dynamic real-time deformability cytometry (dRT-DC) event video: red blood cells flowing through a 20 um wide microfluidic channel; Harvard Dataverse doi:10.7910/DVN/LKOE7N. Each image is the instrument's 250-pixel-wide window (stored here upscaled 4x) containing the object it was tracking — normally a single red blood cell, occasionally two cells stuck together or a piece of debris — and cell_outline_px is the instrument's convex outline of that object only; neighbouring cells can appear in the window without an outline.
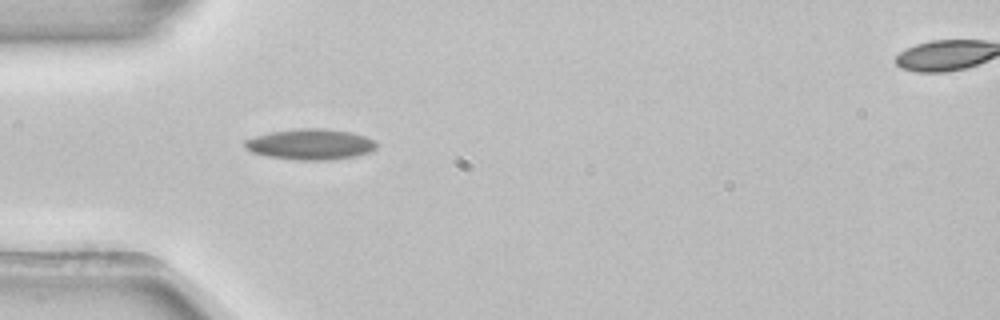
{"species": "common noctule bat (a hibernating species)", "species_latin": "Nyctalus noctula", "temperature_condition": "room temperature", "stored_images_in_passage": 38, "camera_frame_rate_fps": 3000, "um_per_image_px": 0.085, "animal": {"sex": "female", "body_mass_g": 22.7, "forearm_length_mm": 54.2}, "frame": {"image": 1, "passage_image": 1, "time_ms": 0.0, "image_size_px": [1000, 320], "cell_outline_px": [[376, 148], [368, 152], [356, 156], [328, 160], [296, 160], [268, 156], [252, 152], [244, 148], [244, 140], [256, 136], [272, 132], [296, 128], [324, 128], [352, 132], [364, 136], [372, 140], [376, 144]], "centroid_in_image_um": [26.36, 12.26], "position_along_channel_um": 58.6, "area_um2": 23.52}}
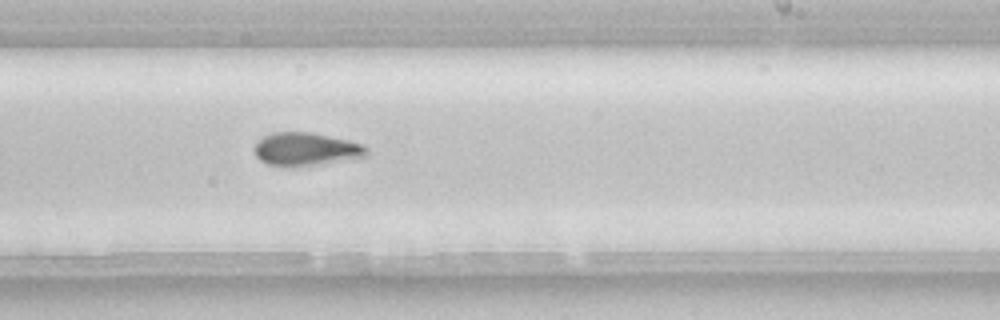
{"frame": {"image": 2, "passage_image": 17, "time_ms": 5.333, "image_size_px": [1000, 320], "cell_outline_px": [[368, 152], [364, 156], [324, 164], [292, 168], [288, 168], [268, 164], [260, 160], [256, 156], [252, 148], [256, 140], [272, 132], [312, 132], [348, 140], [364, 144], [368, 148]], "centroid_in_image_um": [25.95, 12.69], "position_along_channel_um": 263.1, "area_um2": 22.2}, "authors_computed_cell_mechanics": {"area_um2": 21.386, "velocity_mm_per_s": 3.9133, "shape_relaxation_time_tau1_ms": 6.8671, "shape_relaxation_time_tau2_ms": null, "deformation_change_tau1": 0.1689, "deformation_change_tau2": null}}